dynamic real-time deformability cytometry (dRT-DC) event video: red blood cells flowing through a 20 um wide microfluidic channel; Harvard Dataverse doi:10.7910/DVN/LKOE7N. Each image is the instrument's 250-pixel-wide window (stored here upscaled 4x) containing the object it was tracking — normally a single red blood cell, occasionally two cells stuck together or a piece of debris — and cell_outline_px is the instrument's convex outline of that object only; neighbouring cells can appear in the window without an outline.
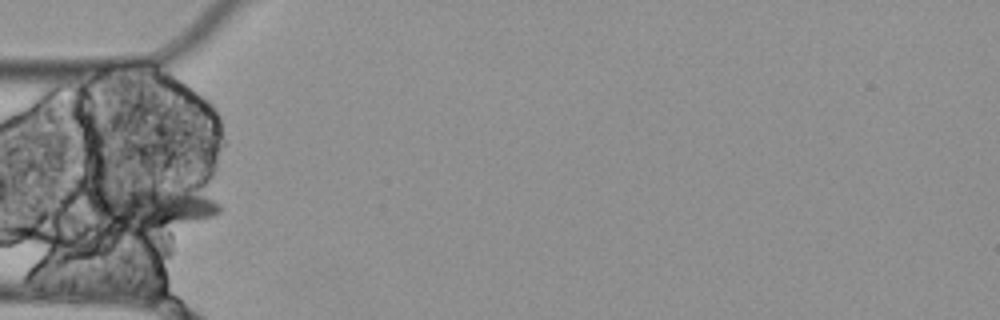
{"species": "Egyptian fruit bat (a non-hibernating species)", "species_latin": "Rousettus aegyptiacus", "temperature_condition": "cold", "stored_images_in_passage": 12, "segment_of_instrument_passage": [1, 2], "camera_frame_rate_fps": 3000, "um_per_image_px": 0.085, "animal": {"sex": "female"}, "frame": {"image": 1, "passage_image": 2, "time_ms": 0.333, "image_size_px": [1000, 320], "cell_outline_px": [[220, 212], [212, 216], [144, 240], [92, 224], [84, 200], [84, 196], [92, 176], [204, 196], [220, 204]], "centroid_in_image_um": [12.2, 17.67], "position_along_channel_um": 72.8, "area_um2": 39.42}}